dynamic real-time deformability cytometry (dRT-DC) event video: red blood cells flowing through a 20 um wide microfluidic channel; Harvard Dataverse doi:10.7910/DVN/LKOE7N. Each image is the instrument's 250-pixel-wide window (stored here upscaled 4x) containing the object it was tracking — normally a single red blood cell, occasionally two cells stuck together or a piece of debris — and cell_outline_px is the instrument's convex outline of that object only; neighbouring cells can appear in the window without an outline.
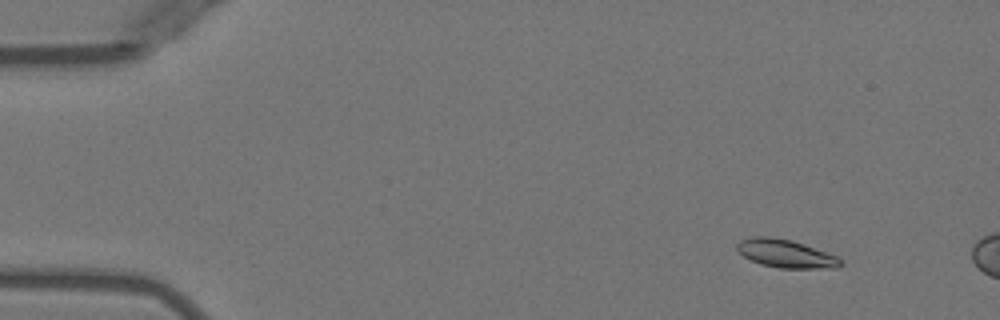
{"species": "Egyptian fruit bat (a non-hibernating species)", "species_latin": "Rousettus aegyptiacus", "temperature_condition": "warm", "stored_images_in_passage": 9, "camera_frame_rate_fps": 3000, "um_per_image_px": 0.085, "animal": {"sex": "female"}, "frame": {"image": 1, "passage_image": 6, "time_ms": 1.667, "image_size_px": [1000, 320], "cell_outline_px": [[844, 264], [836, 268], [780, 268], [760, 264], [744, 256], [736, 248], [736, 244], [740, 240], [752, 236], [768, 236], [792, 240], [836, 256]], "centroid_in_image_um": [66.76, 21.55], "position_along_channel_um": 18.2, "area_um2": 16.82}}